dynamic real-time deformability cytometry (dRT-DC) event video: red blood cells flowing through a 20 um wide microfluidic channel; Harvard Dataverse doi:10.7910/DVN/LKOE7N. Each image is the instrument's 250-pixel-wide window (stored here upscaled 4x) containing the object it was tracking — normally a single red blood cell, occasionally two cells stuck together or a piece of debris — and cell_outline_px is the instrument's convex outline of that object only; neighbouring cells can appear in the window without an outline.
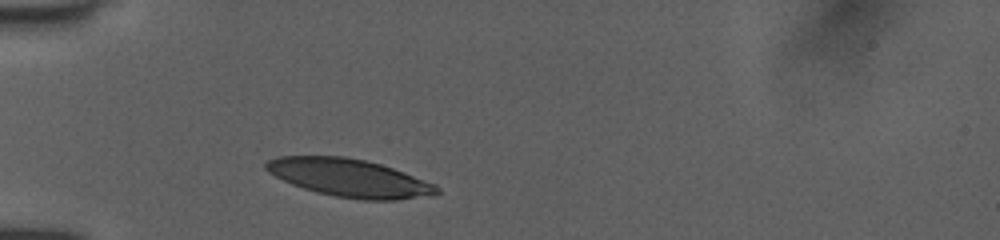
{"species": "human", "species_latin": "Homo sapiens", "temperature_condition": "room temperature", "stored_images_in_passage": 29, "camera_frame_rate_fps": 3000, "um_per_image_px": 0.085, "donor": {"sex": "female"}, "frame": {"image": 1, "passage_image": 1, "time_ms": 0.0, "image_size_px": [1000, 240], "cell_outline_px": [[440, 192], [396, 200], [364, 200], [336, 196], [316, 192], [292, 184], [268, 172], [264, 168], [264, 164], [268, 160], [276, 156], [344, 156], [364, 160], [380, 164], [404, 172], [436, 184], [440, 188]], "centroid_in_image_um": [29.65, 15.11], "position_along_channel_um": 55.3, "area_um2": 37.34}}
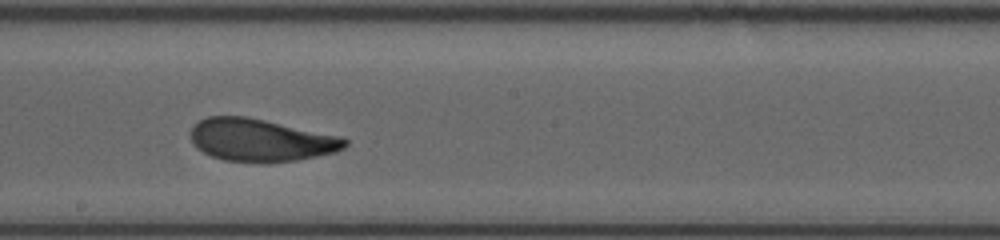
{"frame": {"image": 2, "passage_image": 15, "time_ms": 4.667, "image_size_px": [1000, 240], "cell_outline_px": [[348, 144], [344, 148], [336, 152], [296, 160], [224, 160], [212, 156], [196, 148], [192, 144], [192, 124], [208, 116], [248, 116], [344, 136], [348, 140]], "centroid_in_image_um": [22.2, 11.86], "position_along_channel_um": 226.0, "area_um2": 37.92}}
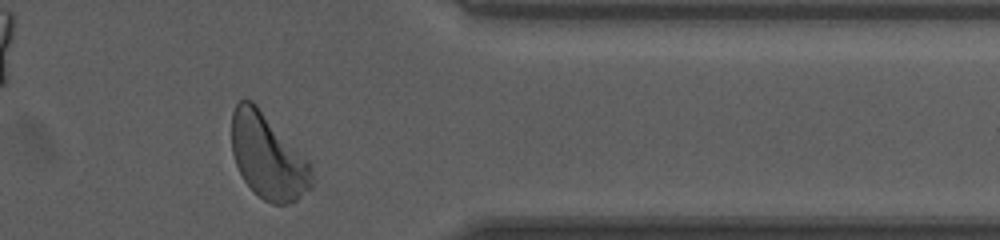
{"frame": {"image": 3, "passage_image": 28, "time_ms": 9.0, "image_size_px": [1000, 240], "cell_outline_px": [[312, 188], [296, 200], [284, 204], [272, 204], [264, 200], [244, 180], [236, 164], [232, 152], [232, 112], [236, 104], [240, 100], [252, 100], [256, 104], [312, 164]], "centroid_in_image_um": [22.78, 13.3], "position_along_channel_um": 388.6, "area_um2": 39.36}, "authors_computed_cell_mechanics": {"area_um2": 38.2636, "velocity_mm_per_s": 3.9738, "shape_relaxation_time_tau1_ms": 3.3115, "shape_relaxation_time_tau2_ms": 1.1242, "deformation_change_tau1": 0.1531, "deformation_change_tau2": 0.0778}}